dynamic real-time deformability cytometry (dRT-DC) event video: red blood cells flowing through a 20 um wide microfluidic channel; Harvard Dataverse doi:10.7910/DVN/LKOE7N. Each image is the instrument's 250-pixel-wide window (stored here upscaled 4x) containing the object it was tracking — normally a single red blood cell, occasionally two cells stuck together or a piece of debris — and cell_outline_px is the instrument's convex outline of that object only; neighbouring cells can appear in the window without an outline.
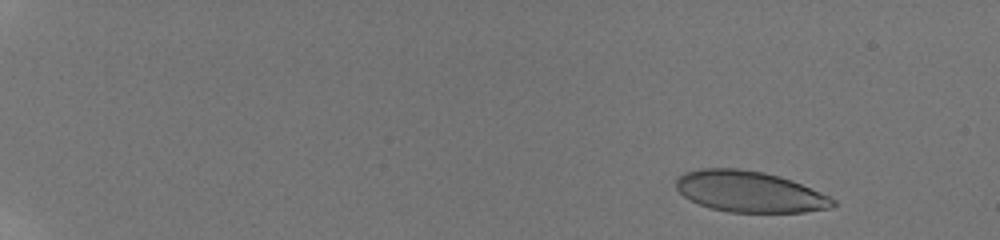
{"species": "human", "species_latin": "Homo sapiens", "temperature_condition": "room temperature", "stored_images_in_passage": 14, "camera_frame_rate_fps": 3000, "um_per_image_px": 0.085, "donor": {"sex": "male"}, "frame": {"image": 1, "passage_image": 2, "time_ms": 1.0, "image_size_px": [1000, 240], "cell_outline_px": [[836, 204], [828, 208], [804, 212], [728, 212], [712, 208], [700, 204], [684, 196], [676, 188], [676, 180], [684, 172], [700, 168], [736, 168], [764, 172], [780, 176], [792, 180], [828, 196], [836, 200]], "centroid_in_image_um": [63.7, 16.28], "position_along_channel_um": 21.3, "area_um2": 37.28}}
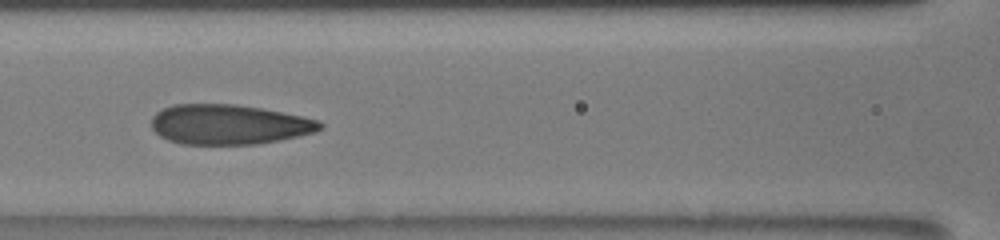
{"frame": {"image": 2, "passage_image": 12, "time_ms": 8.667, "image_size_px": [1000, 240], "cell_outline_px": [[324, 128], [316, 132], [256, 144], [180, 144], [168, 140], [160, 136], [152, 128], [152, 116], [156, 112], [172, 104], [236, 104], [260, 108], [300, 116], [316, 120], [324, 124]], "centroid_in_image_um": [19.42, 10.58], "position_along_channel_um": 147.2, "area_um2": 39.02}}